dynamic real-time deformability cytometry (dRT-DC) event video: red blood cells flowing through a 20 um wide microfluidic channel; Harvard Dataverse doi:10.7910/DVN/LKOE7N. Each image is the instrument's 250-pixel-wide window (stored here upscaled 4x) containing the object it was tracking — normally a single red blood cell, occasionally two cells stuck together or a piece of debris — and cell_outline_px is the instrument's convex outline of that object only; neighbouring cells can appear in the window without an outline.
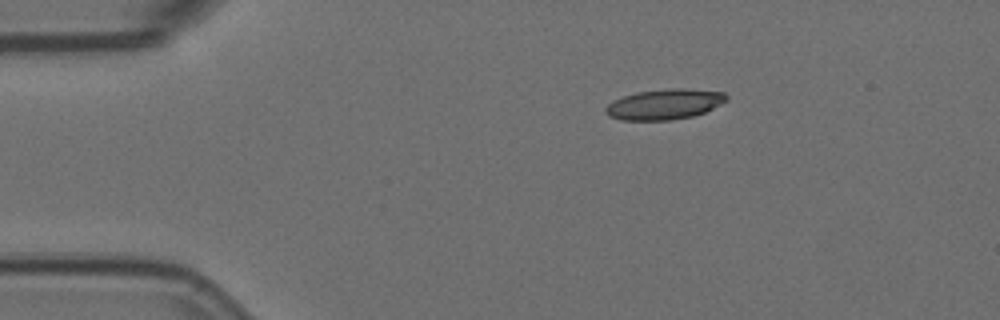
{"species": "Egyptian fruit bat (a non-hibernating species)", "species_latin": "Rousettus aegyptiacus", "temperature_condition": "room temperature", "stored_images_in_passage": 23, "camera_frame_rate_fps": 3000, "um_per_image_px": 0.085, "animal": {"sex": "female"}, "frame": {"image": 1, "passage_image": 1, "time_ms": 0.0, "image_size_px": [1000, 320], "cell_outline_px": [[728, 100], [704, 112], [692, 116], [672, 120], [620, 120], [608, 116], [604, 112], [604, 108], [612, 100], [636, 92], [672, 88], [680, 88], [724, 92], [728, 96]], "centroid_in_image_um": [56.44, 8.86], "position_along_channel_um": 28.6, "area_um2": 21.44}}
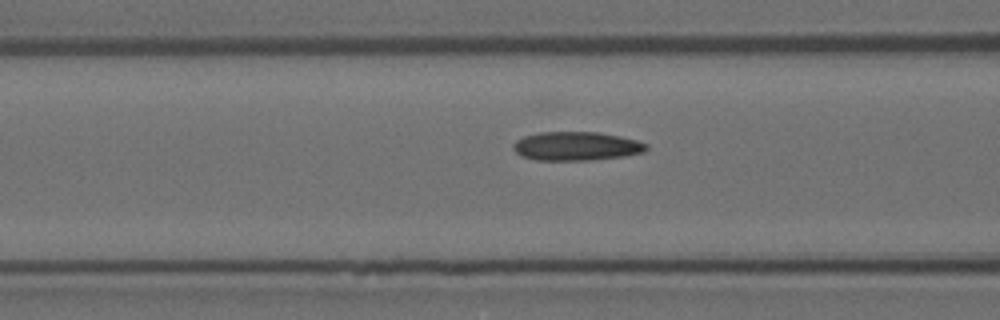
{"frame": {"image": 2, "passage_image": 13, "time_ms": 4.0, "image_size_px": [1000, 320], "cell_outline_px": [[648, 148], [644, 152], [624, 156], [588, 160], [536, 160], [524, 156], [516, 152], [512, 148], [512, 144], [516, 140], [524, 136], [540, 132], [596, 132], [620, 136], [636, 140], [648, 144]], "centroid_in_image_um": [48.99, 12.42], "position_along_channel_um": 117.6, "area_um2": 22.25}}
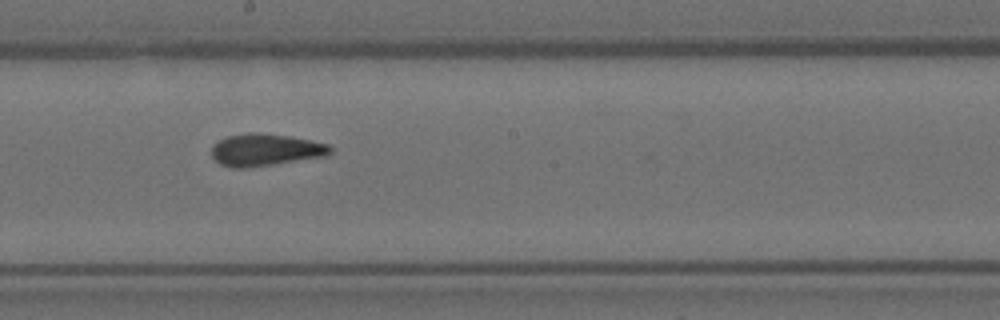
{"frame": {"image": 3, "passage_image": 22, "time_ms": 7.0, "image_size_px": [1000, 320], "cell_outline_px": [[332, 152], [328, 156], [244, 168], [232, 168], [220, 164], [212, 156], [212, 144], [228, 136], [248, 132], [256, 132], [292, 136], [328, 144], [332, 148]], "centroid_in_image_um": [22.57, 12.73], "position_along_channel_um": 225.6, "area_um2": 22.31}}